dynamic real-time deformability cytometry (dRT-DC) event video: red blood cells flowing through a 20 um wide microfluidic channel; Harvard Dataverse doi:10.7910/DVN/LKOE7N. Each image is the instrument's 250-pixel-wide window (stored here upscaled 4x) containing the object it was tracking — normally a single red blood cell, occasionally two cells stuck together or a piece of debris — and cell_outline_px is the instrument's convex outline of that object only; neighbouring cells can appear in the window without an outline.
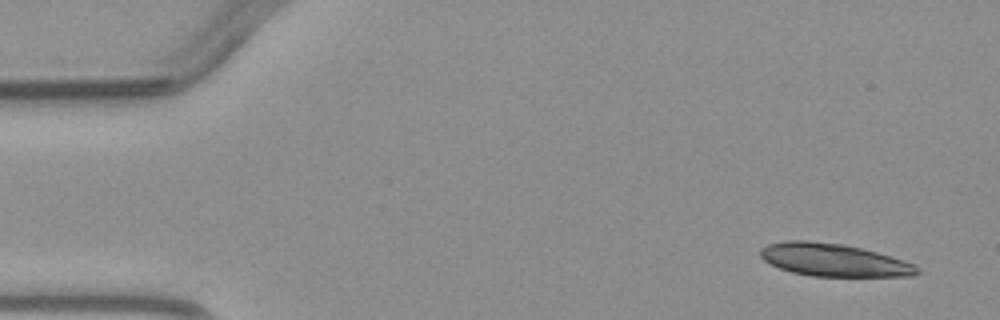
{"species": "common noctule bat (a hibernating species)", "species_latin": "Nyctalus noctula", "temperature_condition": "warm", "stored_images_in_passage": 4, "camera_frame_rate_fps": 3000, "um_per_image_px": 0.085, "animal": {"sex": "male", "body_mass_g": 23.1, "forearm_length_mm": 52.7}, "frame": {"image": 1, "passage_image": 1, "time_ms": 0.0, "image_size_px": [1000, 320], "cell_outline_px": [[920, 272], [912, 276], [812, 276], [792, 272], [780, 268], [764, 260], [760, 256], [760, 248], [768, 244], [784, 240], [808, 240], [844, 244], [876, 252], [916, 264], [920, 268]], "centroid_in_image_um": [70.86, 22.09], "position_along_channel_um": 14.1, "area_um2": 29.88}}